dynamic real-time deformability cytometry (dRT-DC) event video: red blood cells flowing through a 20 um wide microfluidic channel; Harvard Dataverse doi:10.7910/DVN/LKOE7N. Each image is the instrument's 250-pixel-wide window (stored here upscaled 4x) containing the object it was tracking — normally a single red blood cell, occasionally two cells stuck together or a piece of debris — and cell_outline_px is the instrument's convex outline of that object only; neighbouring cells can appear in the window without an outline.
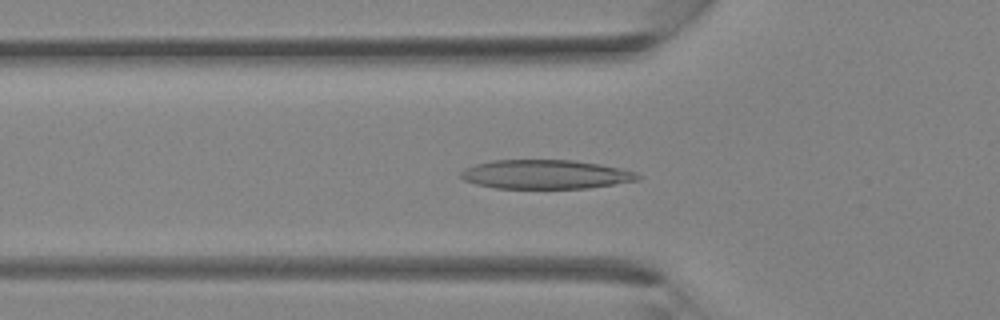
{"species": "Egyptian fruit bat (a non-hibernating species)", "species_latin": "Rousettus aegyptiacus", "temperature_condition": "room temperature", "stored_images_in_passage": 36, "camera_frame_rate_fps": 3000, "um_per_image_px": 0.085, "animal": {"sex": "female"}, "frame": {"image": 1, "passage_image": 12, "time_ms": 3.667, "image_size_px": [1000, 320], "cell_outline_px": [[640, 176], [636, 180], [588, 188], [496, 188], [476, 184], [464, 180], [460, 176], [460, 172], [464, 168], [476, 164], [492, 160], [572, 160], [600, 164], [620, 168], [636, 172]], "centroid_in_image_um": [46.33, 14.81], "position_along_channel_um": 79.5, "area_um2": 29.77}}
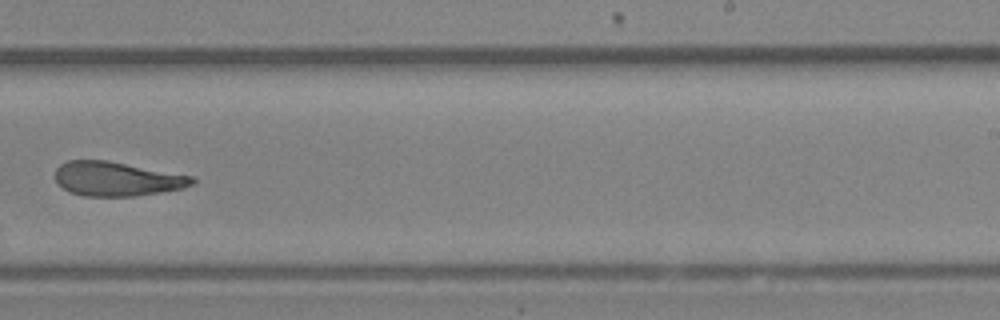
{"frame": {"image": 2, "passage_image": 23, "time_ms": 7.333, "image_size_px": [1000, 320], "cell_outline_px": [[196, 180], [192, 184], [184, 188], [132, 196], [84, 196], [68, 192], [56, 184], [56, 168], [60, 164], [68, 160], [108, 160], [192, 176]], "centroid_in_image_um": [9.88, 15.2], "position_along_channel_um": 279.1, "area_um2": 27.34}}
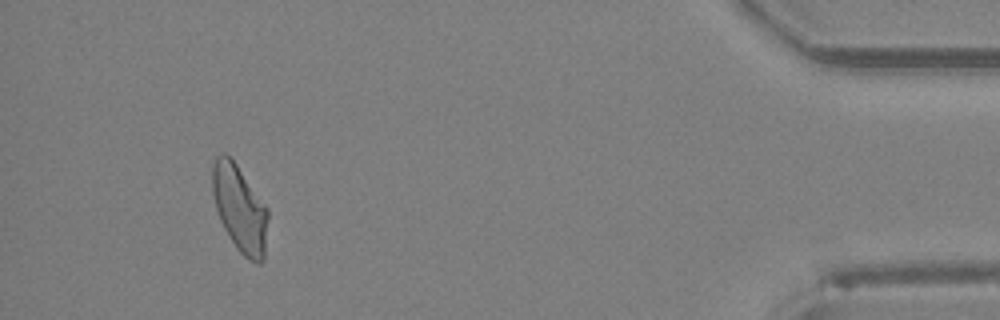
{"frame": {"image": 3, "passage_image": 34, "time_ms": 11.0, "image_size_px": [1000, 320], "cell_outline_px": [[268, 216], [264, 260], [260, 264], [256, 264], [248, 260], [236, 248], [224, 228], [220, 220], [216, 208], [212, 192], [212, 168], [216, 156], [224, 152], [236, 164], [268, 208]], "centroid_in_image_um": [20.38, 17.76], "position_along_channel_um": 414.8, "area_um2": 28.03}}